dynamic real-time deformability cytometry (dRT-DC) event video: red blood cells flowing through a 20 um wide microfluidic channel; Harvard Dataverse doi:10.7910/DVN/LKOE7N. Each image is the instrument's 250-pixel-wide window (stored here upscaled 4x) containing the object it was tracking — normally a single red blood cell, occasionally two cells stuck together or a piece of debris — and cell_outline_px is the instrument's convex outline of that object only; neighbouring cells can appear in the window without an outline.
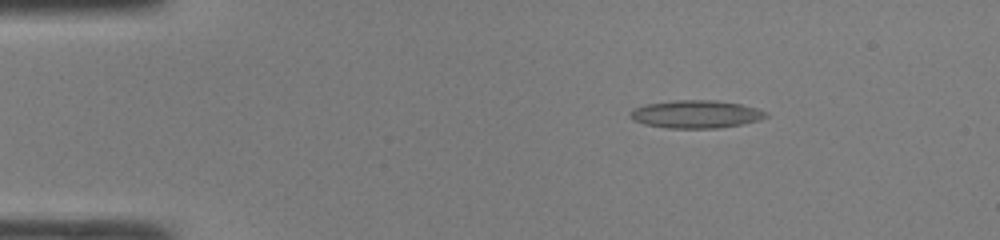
{"species": "common noctule bat (a hibernating species)", "species_latin": "Nyctalus noctula", "temperature_condition": "room temperature", "stored_images_in_passage": 48, "camera_frame_rate_fps": 3000, "um_per_image_px": 0.085, "animal": {"sex": "male", "body_mass_g": 19.0, "forearm_length_mm": 50.8}, "frame": {"image": 1, "passage_image": 8, "time_ms": 2.333, "image_size_px": [1000, 240], "cell_outline_px": [[768, 116], [760, 120], [720, 128], [668, 128], [644, 124], [632, 120], [628, 116], [636, 108], [644, 104], [676, 100], [716, 100], [740, 104], [756, 108], [768, 112]], "centroid_in_image_um": [59.16, 9.7], "position_along_channel_um": 25.8, "area_um2": 22.02}}
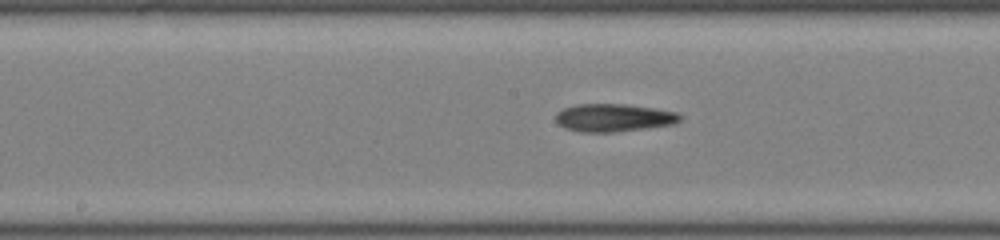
{"frame": {"image": 2, "passage_image": 25, "time_ms": 8.0, "image_size_px": [1000, 240], "cell_outline_px": [[680, 120], [676, 124], [616, 132], [580, 132], [564, 128], [556, 120], [556, 112], [564, 108], [576, 104], [624, 104], [656, 108], [676, 112], [680, 116]], "centroid_in_image_um": [52.16, 10.01], "position_along_channel_um": 196.0, "area_um2": 20.23}}
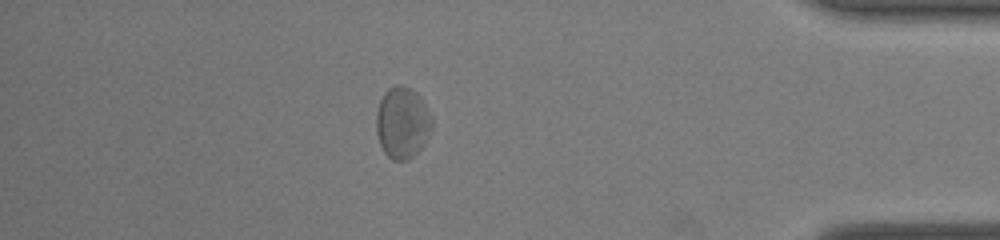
{"frame": {"image": 3, "passage_image": 42, "time_ms": 13.667, "image_size_px": [1000, 240], "cell_outline_px": [[432, 128], [424, 144], [408, 160], [392, 160], [384, 152], [380, 144], [376, 132], [376, 112], [380, 100], [384, 92], [388, 88], [396, 84], [400, 84], [416, 92], [420, 96], [432, 116]], "centroid_in_image_um": [34.19, 10.42], "position_along_channel_um": 401.0, "area_um2": 23.29}, "authors_computed_cell_mechanics": {"area_um2": 20.4323, "velocity_mm_per_s": 4.2694, "shape_relaxation_time_tau1_ms": null, "shape_relaxation_time_tau2_ms": 2.3761, "deformation_change_tau1": null, "deformation_change_tau2": 0.0993}}